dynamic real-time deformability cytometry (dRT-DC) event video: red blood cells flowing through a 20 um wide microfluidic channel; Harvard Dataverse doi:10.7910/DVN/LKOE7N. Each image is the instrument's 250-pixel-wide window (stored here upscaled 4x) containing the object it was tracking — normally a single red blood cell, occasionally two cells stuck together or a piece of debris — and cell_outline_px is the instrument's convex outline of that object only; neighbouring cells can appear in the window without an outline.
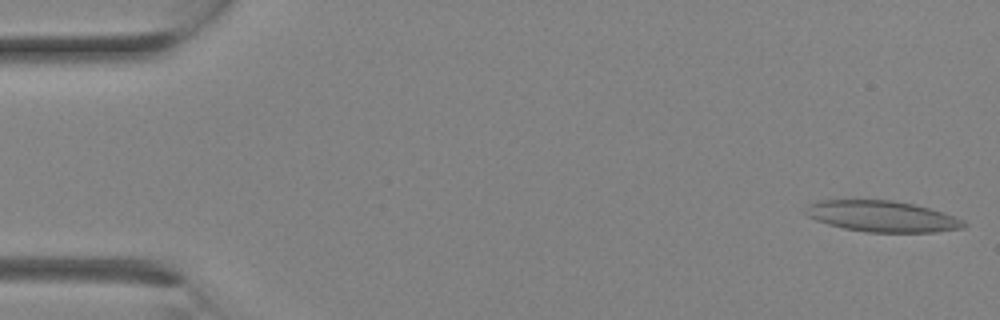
{"species": "Egyptian fruit bat (a non-hibernating species)", "species_latin": "Rousettus aegyptiacus", "temperature_condition": "room temperature", "stored_images_in_passage": 11, "camera_frame_rate_fps": 3000, "um_per_image_px": 0.085, "animal": {"sex": "female"}, "frame": {"image": 1, "passage_image": 1, "time_ms": 0.0, "image_size_px": [1000, 320], "cell_outline_px": [[968, 224], [964, 228], [936, 232], [868, 232], [844, 228], [828, 224], [816, 220], [808, 216], [804, 212], [804, 208], [808, 204], [820, 200], [892, 200], [912, 204], [944, 212], [964, 220]], "centroid_in_image_um": [74.99, 18.39], "position_along_channel_um": 10.0, "area_um2": 28.67}}
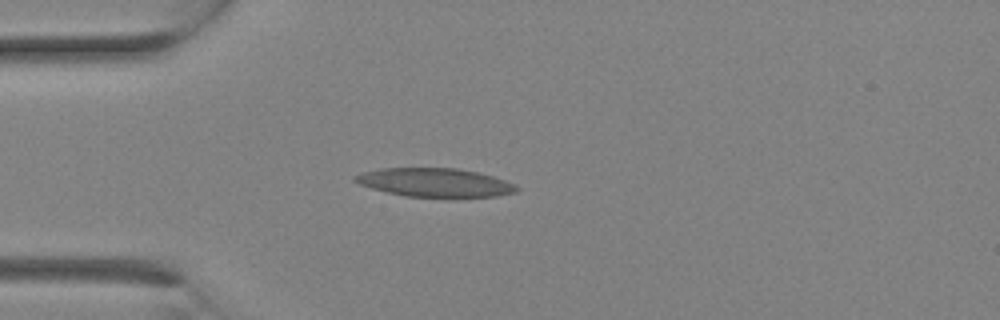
{"frame": {"image": 2, "passage_image": 7, "time_ms": 2.0, "image_size_px": [1000, 320], "cell_outline_px": [[520, 188], [516, 192], [496, 196], [452, 200], [404, 196], [372, 188], [360, 184], [352, 180], [352, 176], [364, 172], [380, 168], [456, 168], [476, 172], [492, 176], [516, 184]], "centroid_in_image_um": [37.01, 15.56], "position_along_channel_um": 48.0, "area_um2": 27.92}}
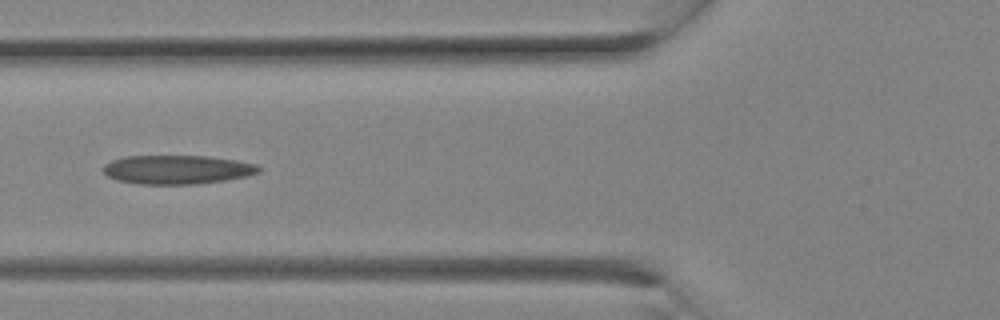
{"frame": {"image": 3, "passage_image": 10, "time_ms": 3.0, "image_size_px": [1000, 320], "cell_outline_px": [[264, 168], [260, 172], [248, 176], [224, 180], [196, 184], [136, 184], [116, 180], [108, 176], [100, 168], [104, 164], [112, 160], [124, 156], [208, 156], [236, 160], [256, 164]], "centroid_in_image_um": [15.05, 14.41], "position_along_channel_um": 110.7, "area_um2": 26.47}}